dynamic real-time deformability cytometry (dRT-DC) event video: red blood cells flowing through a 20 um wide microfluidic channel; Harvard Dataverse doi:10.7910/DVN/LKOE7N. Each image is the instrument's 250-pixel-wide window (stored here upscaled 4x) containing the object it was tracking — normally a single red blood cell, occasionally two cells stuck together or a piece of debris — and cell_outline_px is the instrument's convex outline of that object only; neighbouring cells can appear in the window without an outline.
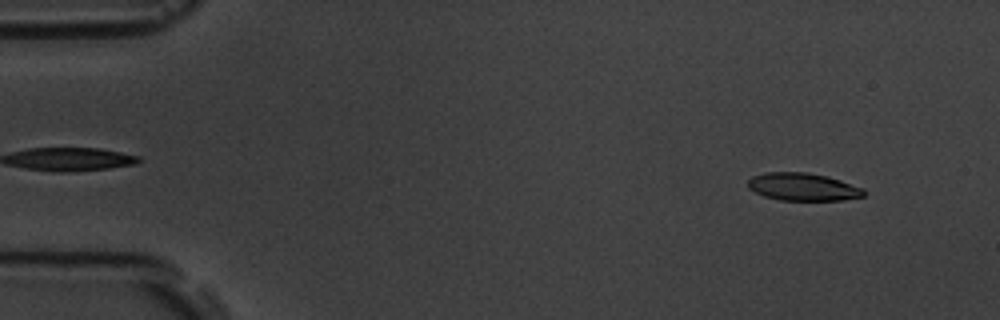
{"species": "common noctule bat (a hibernating species)", "species_latin": "Nyctalus noctula", "temperature_condition": "room temperature", "stored_images_in_passage": 53, "camera_frame_rate_fps": 3000, "um_per_image_px": 0.085, "animal": {"sex": "male", "body_mass_g": 19.5, "forearm_length_mm": 54.6}, "frame": {"image": 1, "passage_image": 4, "time_ms": 1.0, "image_size_px": [1000, 320], "cell_outline_px": [[864, 196], [844, 200], [780, 200], [764, 196], [748, 188], [748, 180], [752, 176], [764, 172], [808, 172], [828, 176], [864, 188]], "centroid_in_image_um": [68.25, 15.87], "position_along_channel_um": 16.8, "area_um2": 18.79}}
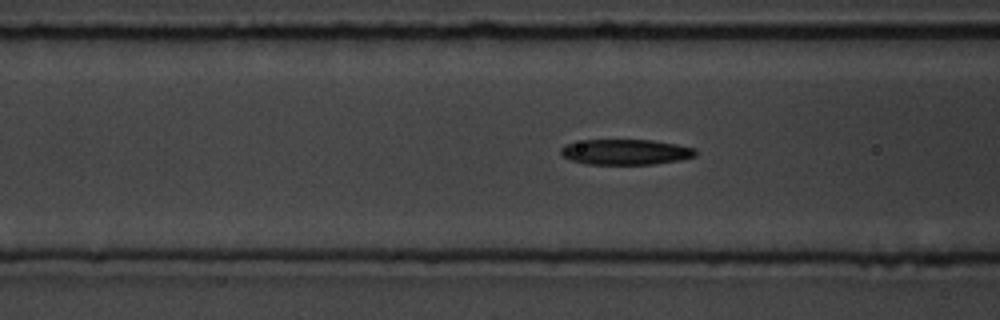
{"frame": {"image": 2, "passage_image": 20, "time_ms": 6.333, "image_size_px": [1000, 320], "cell_outline_px": [[696, 156], [680, 160], [656, 164], [588, 164], [572, 160], [564, 156], [560, 152], [560, 148], [564, 144], [584, 140], [652, 140], [676, 144], [696, 148]], "centroid_in_image_um": [53.2, 12.91], "position_along_channel_um": 113.4, "area_um2": 20.0}}
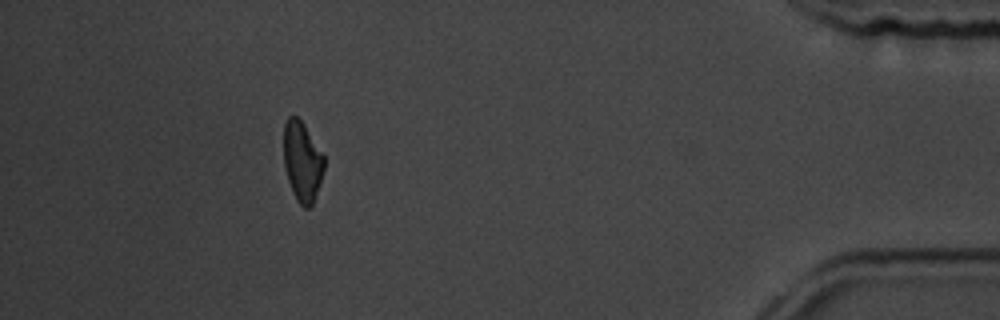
{"frame": {"image": 3, "passage_image": 48, "time_ms": 15.667, "image_size_px": [1000, 320], "cell_outline_px": [[324, 168], [312, 204], [308, 208], [304, 208], [296, 200], [292, 192], [284, 168], [284, 124], [288, 116], [296, 116], [304, 124], [324, 156]], "centroid_in_image_um": [25.67, 13.71], "position_along_channel_um": 409.5, "area_um2": 18.61}, "authors_computed_cell_mechanics": {"area_um2": 19.7098, "velocity_mm_per_s": 3.7816, "shape_relaxation_time_tau1_ms": 3.6061, "shape_relaxation_time_tau2_ms": null, "deformation_change_tau1": 0.1299, "deformation_change_tau2": null}}